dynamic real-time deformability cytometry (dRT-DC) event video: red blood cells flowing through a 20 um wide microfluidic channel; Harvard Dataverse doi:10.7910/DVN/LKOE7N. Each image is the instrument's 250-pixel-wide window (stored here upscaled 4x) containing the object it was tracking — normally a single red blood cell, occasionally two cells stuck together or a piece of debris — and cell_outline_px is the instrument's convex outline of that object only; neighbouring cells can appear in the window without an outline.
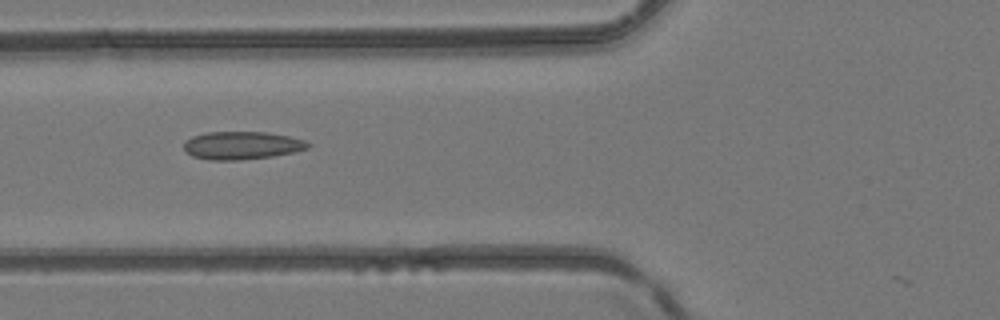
{"species": "common noctule bat (a hibernating species)", "species_latin": "Nyctalus noctula", "temperature_condition": "room temperature", "stored_images_in_passage": 6, "camera_frame_rate_fps": 3000, "um_per_image_px": 0.085, "animal": {"sex": "female", "body_mass_g": 24.6, "forearm_length_mm": 56.2}, "frame": {"image": 1, "passage_image": 6, "time_ms": 5.667, "image_size_px": [1000, 320], "cell_outline_px": [[312, 144], [308, 148], [292, 152], [272, 156], [240, 160], [208, 160], [192, 156], [184, 148], [184, 140], [192, 136], [208, 132], [268, 132], [288, 136], [304, 140]], "centroid_in_image_um": [20.54, 12.36], "position_along_channel_um": 105.3, "area_um2": 20.17}}